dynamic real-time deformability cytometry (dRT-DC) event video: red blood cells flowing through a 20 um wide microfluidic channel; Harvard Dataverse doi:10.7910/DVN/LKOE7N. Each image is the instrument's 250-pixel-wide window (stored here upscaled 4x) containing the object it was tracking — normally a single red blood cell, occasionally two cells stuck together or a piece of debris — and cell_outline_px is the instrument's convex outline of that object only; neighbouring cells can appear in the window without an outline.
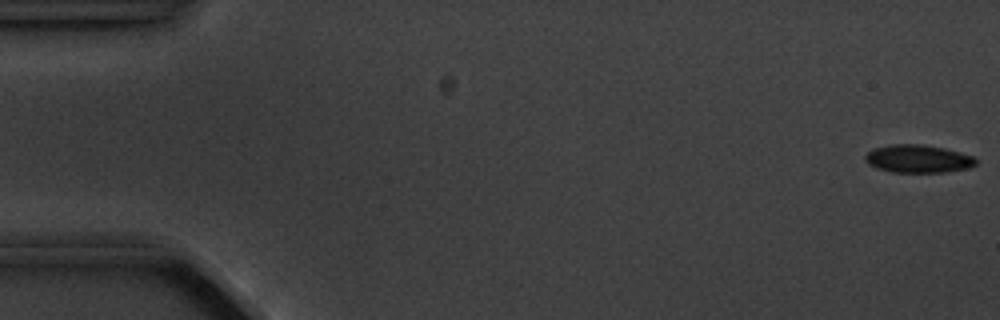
{"species": "common noctule bat (a hibernating species)", "species_latin": "Nyctalus noctula", "temperature_condition": "cold", "stored_images_in_passage": 5, "camera_frame_rate_fps": 3000, "um_per_image_px": 0.085, "animal": {"sex": "male", "body_mass_g": 20.1, "forearm_length_mm": 53.5}, "frame": {"image": 1, "passage_image": 1, "time_ms": 0.0, "image_size_px": [1000, 320], "cell_outline_px": [[976, 164], [968, 168], [944, 172], [892, 172], [876, 168], [868, 164], [864, 160], [864, 156], [872, 148], [892, 144], [920, 144], [944, 148], [960, 152], [972, 156], [976, 160]], "centroid_in_image_um": [77.99, 13.49], "position_along_channel_um": 7.0, "area_um2": 18.03}}